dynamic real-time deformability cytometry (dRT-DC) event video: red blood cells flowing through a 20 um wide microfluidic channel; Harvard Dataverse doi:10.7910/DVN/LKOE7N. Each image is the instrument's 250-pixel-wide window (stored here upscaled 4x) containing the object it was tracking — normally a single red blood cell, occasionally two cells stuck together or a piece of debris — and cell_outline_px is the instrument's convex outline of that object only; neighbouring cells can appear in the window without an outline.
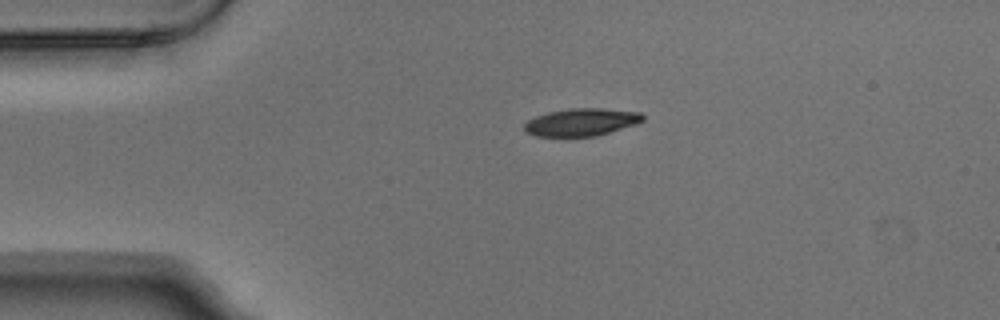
{"species": "Egyptian fruit bat (a non-hibernating species)", "species_latin": "Rousettus aegyptiacus", "temperature_condition": "warm", "stored_images_in_passage": 2, "camera_frame_rate_fps": 3000, "um_per_image_px": 0.085, "animal": {"sex": "male"}, "frame": {"image": 1, "passage_image": 1, "time_ms": 0.0, "image_size_px": [1000, 320], "cell_outline_px": [[644, 120], [636, 124], [596, 136], [536, 136], [524, 132], [524, 124], [528, 120], [536, 116], [548, 112], [568, 108], [600, 108], [640, 112], [644, 116]], "centroid_in_image_um": [49.4, 10.38], "position_along_channel_um": 35.6, "area_um2": 19.02}}